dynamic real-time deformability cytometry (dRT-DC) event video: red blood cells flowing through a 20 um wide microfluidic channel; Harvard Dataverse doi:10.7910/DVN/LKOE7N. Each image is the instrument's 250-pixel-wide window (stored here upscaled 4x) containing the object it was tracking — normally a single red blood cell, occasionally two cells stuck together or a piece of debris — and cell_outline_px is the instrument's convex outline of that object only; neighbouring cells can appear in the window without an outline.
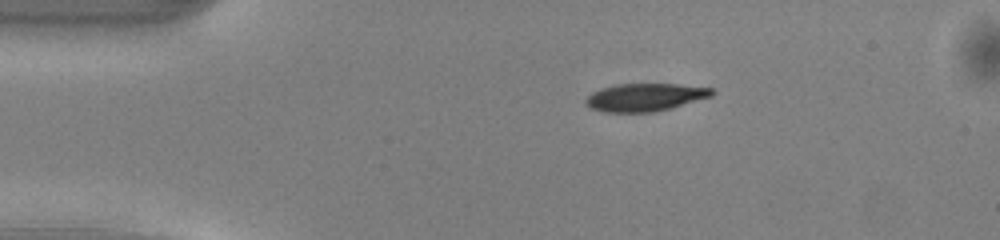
{"species": "common noctule bat (a hibernating species)", "species_latin": "Nyctalus noctula", "temperature_condition": "warm", "stored_images_in_passage": 41, "camera_frame_rate_fps": 3000, "um_per_image_px": 0.085, "animal": {"sex": "male", "body_mass_g": 13.0, "forearm_length_mm": 53.1}, "frame": {"image": 1, "passage_image": 1, "time_ms": 0.0, "image_size_px": [1000, 240], "cell_outline_px": [[716, 92], [712, 96], [672, 108], [652, 112], [604, 112], [592, 108], [584, 104], [584, 100], [592, 92], [600, 88], [616, 84], [680, 84], [716, 88]], "centroid_in_image_um": [54.86, 8.26], "position_along_channel_um": 30.1, "area_um2": 20.69}}
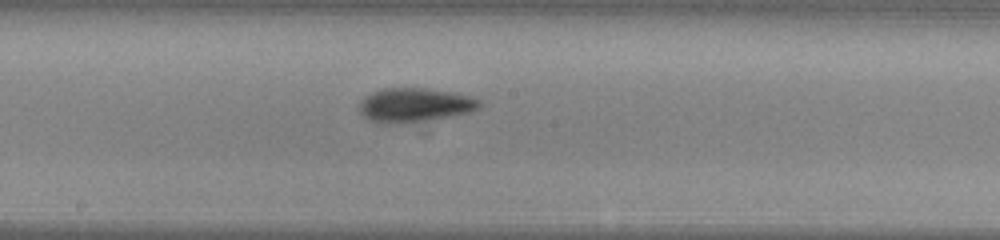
{"frame": {"image": 2, "passage_image": 18, "time_ms": 5.667, "image_size_px": [1000, 240], "cell_outline_px": [[480, 108], [468, 112], [448, 116], [400, 124], [396, 124], [368, 120], [360, 112], [360, 100], [364, 96], [372, 92], [384, 88], [424, 88], [452, 92], [472, 96], [480, 100]], "centroid_in_image_um": [35.23, 8.91], "position_along_channel_um": 213.0, "area_um2": 23.64}}
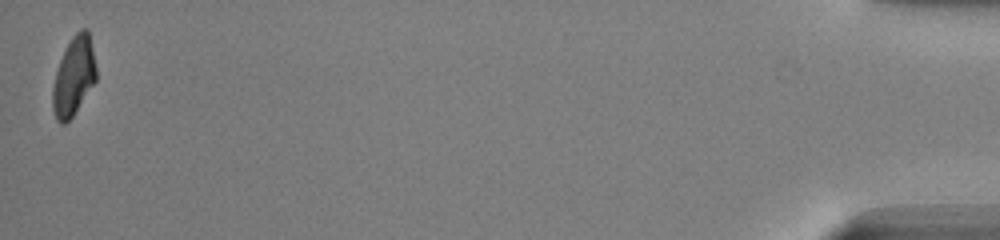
{"frame": {"image": 3, "passage_image": 41, "time_ms": 13.333, "image_size_px": [1000, 240], "cell_outline_px": [[96, 80], [72, 116], [64, 124], [60, 124], [56, 120], [52, 108], [52, 88], [56, 72], [64, 48], [72, 36], [80, 28], [88, 28], [96, 68]], "centroid_in_image_um": [6.25, 6.46], "position_along_channel_um": 429.0, "area_um2": 19.88}, "authors_computed_cell_mechanics": {"area_um2": 22.0796, "velocity_mm_per_s": 4.1234, "shape_relaxation_time_tau1_ms": 2.239, "shape_relaxation_time_tau2_ms": 5.6431, "deformation_change_tau1": 0.1305, "deformation_change_tau2": 0.1173}}